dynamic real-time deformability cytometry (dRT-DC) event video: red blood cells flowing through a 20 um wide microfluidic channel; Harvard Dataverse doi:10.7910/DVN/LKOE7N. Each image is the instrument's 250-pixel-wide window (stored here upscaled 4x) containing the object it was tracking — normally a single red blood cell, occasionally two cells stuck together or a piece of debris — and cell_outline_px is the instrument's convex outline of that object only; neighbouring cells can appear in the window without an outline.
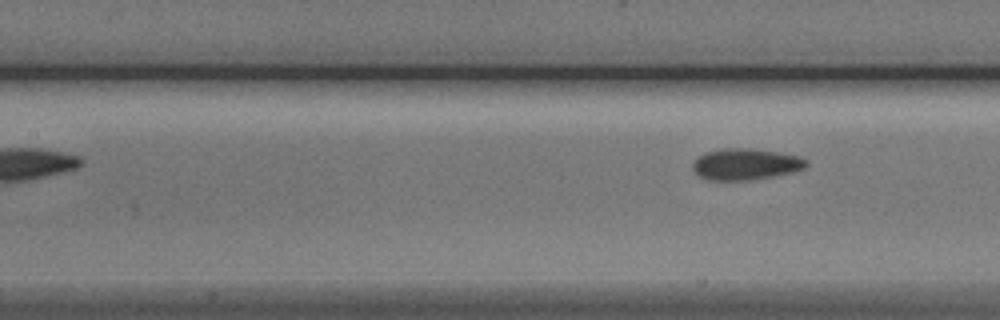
{"species": "Egyptian fruit bat (a non-hibernating species)", "species_latin": "Rousettus aegyptiacus", "temperature_condition": "cold", "stored_images_in_passage": 9, "segment_of_instrument_passage": [3, 3], "camera_frame_rate_fps": 3000, "um_per_image_px": 0.085, "animal": {"sex": "male"}, "frame": {"image": 1, "passage_image": 9, "time_ms": 9.333, "image_size_px": [1000, 320], "cell_outline_px": [[808, 164], [804, 168], [792, 172], [752, 180], [708, 180], [700, 176], [692, 168], [692, 164], [704, 152], [724, 148], [752, 148], [780, 152], [800, 156], [808, 160]], "centroid_in_image_um": [63.4, 13.94], "position_along_channel_um": 144.0, "area_um2": 20.81}}